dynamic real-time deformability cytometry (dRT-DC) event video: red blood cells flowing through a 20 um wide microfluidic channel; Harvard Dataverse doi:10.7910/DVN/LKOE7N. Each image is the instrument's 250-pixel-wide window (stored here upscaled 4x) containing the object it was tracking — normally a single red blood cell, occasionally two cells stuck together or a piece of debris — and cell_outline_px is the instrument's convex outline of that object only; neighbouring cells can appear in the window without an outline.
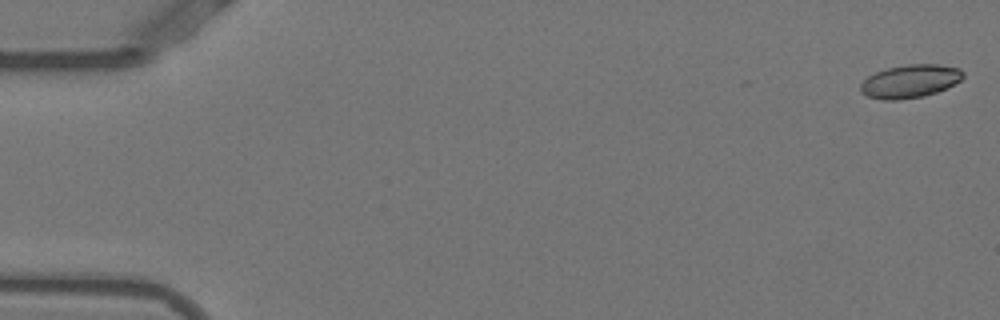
{"species": "Egyptian fruit bat (a non-hibernating species)", "species_latin": "Rousettus aegyptiacus", "temperature_condition": "warm", "stored_images_in_passage": 53, "camera_frame_rate_fps": 3000, "um_per_image_px": 0.085, "animal": {"sex": "female"}, "frame": {"image": 1, "passage_image": 1, "time_ms": 0.0, "image_size_px": [1000, 320], "cell_outline_px": [[964, 76], [960, 80], [936, 92], [924, 96], [900, 100], [884, 100], [868, 96], [860, 92], [860, 84], [868, 76], [876, 72], [888, 68], [908, 64], [936, 64], [960, 68], [964, 72]], "centroid_in_image_um": [77.34, 6.9], "position_along_channel_um": 7.7, "area_um2": 19.71}}
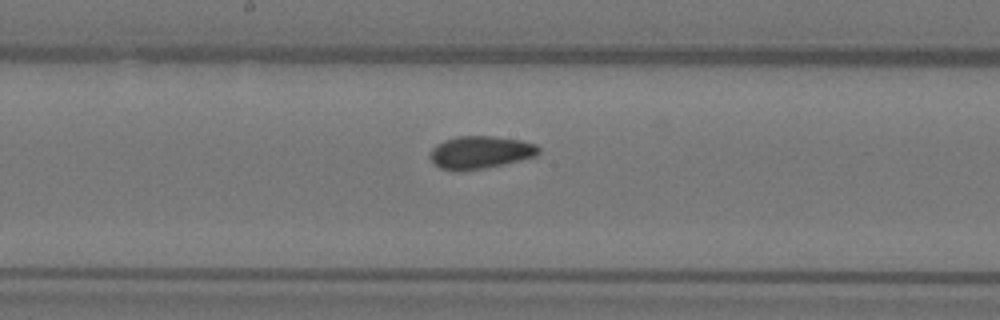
{"frame": {"image": 2, "passage_image": 28, "time_ms": 9.0, "image_size_px": [1000, 320], "cell_outline_px": [[540, 152], [536, 156], [500, 164], [480, 168], [440, 168], [428, 156], [432, 148], [436, 144], [444, 140], [456, 136], [492, 136], [520, 140], [536, 144], [540, 148]], "centroid_in_image_um": [40.84, 12.89], "position_along_channel_um": 207.4, "area_um2": 19.94}}
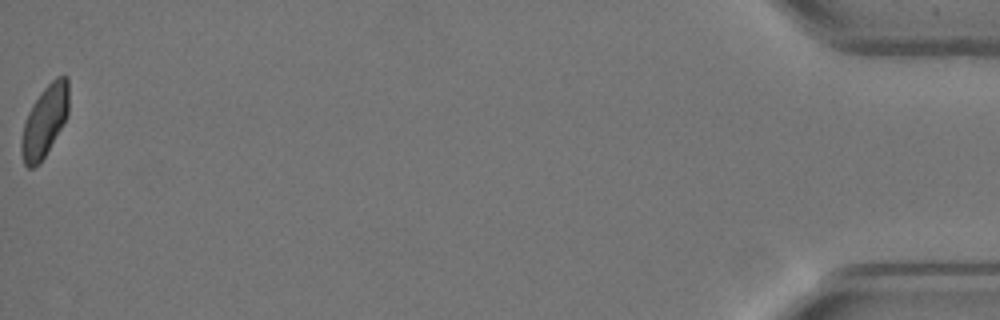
{"frame": {"image": 3, "passage_image": 53, "time_ms": 17.333, "image_size_px": [1000, 320], "cell_outline_px": [[68, 116], [40, 164], [32, 168], [28, 168], [24, 164], [20, 152], [20, 140], [24, 124], [28, 112], [32, 104], [40, 92], [56, 76], [68, 76]], "centroid_in_image_um": [3.78, 10.31], "position_along_channel_um": 431.4, "area_um2": 19.83}, "authors_computed_cell_mechanics": {"area_um2": 20.1144, "velocity_mm_per_s": 3.8704, "shape_relaxation_time_tau1_ms": null, "shape_relaxation_time_tau2_ms": 2.0649, "deformation_change_tau1": null, "deformation_change_tau2": 0.0781}}